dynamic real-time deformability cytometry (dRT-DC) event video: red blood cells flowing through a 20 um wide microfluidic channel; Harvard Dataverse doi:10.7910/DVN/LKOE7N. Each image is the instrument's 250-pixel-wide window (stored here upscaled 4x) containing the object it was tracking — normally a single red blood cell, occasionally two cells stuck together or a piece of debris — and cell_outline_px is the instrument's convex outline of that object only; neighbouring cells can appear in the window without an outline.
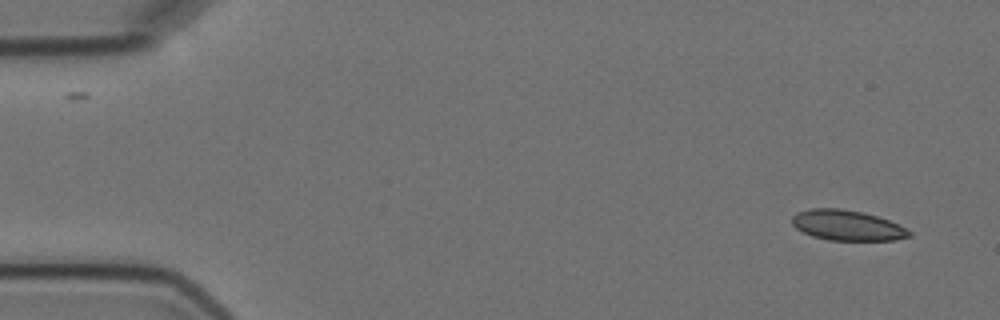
{"species": "Egyptian fruit bat (a non-hibernating species)", "species_latin": "Rousettus aegyptiacus", "temperature_condition": "cold", "stored_images_in_passage": 4, "camera_frame_rate_fps": 3000, "um_per_image_px": 0.085, "animal": {"sex": "female"}, "frame": {"image": 1, "passage_image": 1, "time_ms": 0.0, "image_size_px": [1000, 320], "cell_outline_px": [[912, 236], [896, 240], [828, 240], [812, 236], [796, 228], [792, 224], [792, 216], [796, 212], [808, 208], [840, 208], [864, 212], [888, 220], [912, 232]], "centroid_in_image_um": [71.98, 19.15], "position_along_channel_um": 13.0, "area_um2": 20.75}}
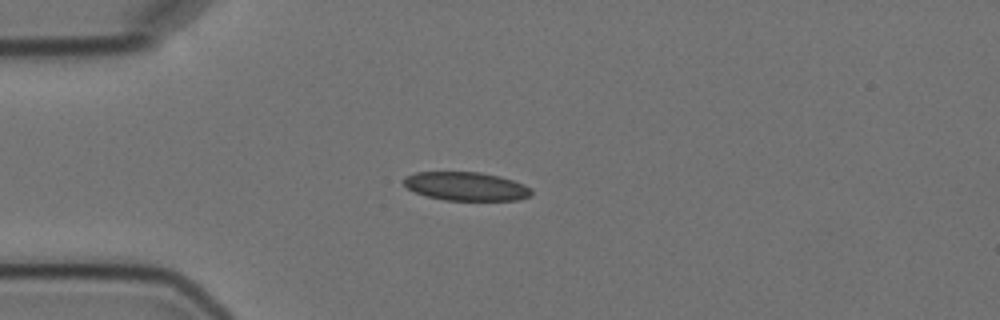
{"frame": {"image": 2, "passage_image": 3, "time_ms": 3.667, "image_size_px": [1000, 320], "cell_outline_px": [[532, 196], [520, 200], [444, 200], [428, 196], [416, 192], [408, 188], [404, 184], [404, 176], [416, 172], [480, 172], [500, 176], [524, 184], [532, 188]], "centroid_in_image_um": [39.66, 15.83], "position_along_channel_um": 45.3, "area_um2": 21.33}}